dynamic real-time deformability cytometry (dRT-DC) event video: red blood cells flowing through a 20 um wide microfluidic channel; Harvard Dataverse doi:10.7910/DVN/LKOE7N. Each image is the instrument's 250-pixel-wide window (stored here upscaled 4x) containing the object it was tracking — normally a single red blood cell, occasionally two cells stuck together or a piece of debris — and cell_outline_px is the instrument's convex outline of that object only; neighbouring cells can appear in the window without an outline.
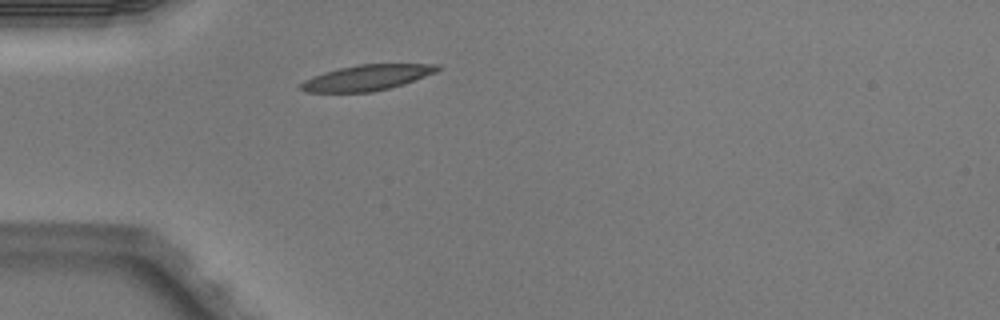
{"species": "Egyptian fruit bat (a non-hibernating species)", "species_latin": "Rousettus aegyptiacus", "temperature_condition": "warm", "stored_images_in_passage": 1, "camera_frame_rate_fps": 3000, "um_per_image_px": 0.085, "animal": {"sex": "male"}, "frame": {"image": 1, "passage_image": 1, "time_ms": 0.0, "image_size_px": [1000, 320], "cell_outline_px": [[440, 68], [436, 72], [404, 84], [372, 92], [308, 92], [300, 88], [300, 84], [304, 80], [312, 76], [324, 72], [340, 68], [360, 64], [440, 64]], "centroid_in_image_um": [31.19, 6.6], "position_along_channel_um": 53.8, "area_um2": 20.23}}